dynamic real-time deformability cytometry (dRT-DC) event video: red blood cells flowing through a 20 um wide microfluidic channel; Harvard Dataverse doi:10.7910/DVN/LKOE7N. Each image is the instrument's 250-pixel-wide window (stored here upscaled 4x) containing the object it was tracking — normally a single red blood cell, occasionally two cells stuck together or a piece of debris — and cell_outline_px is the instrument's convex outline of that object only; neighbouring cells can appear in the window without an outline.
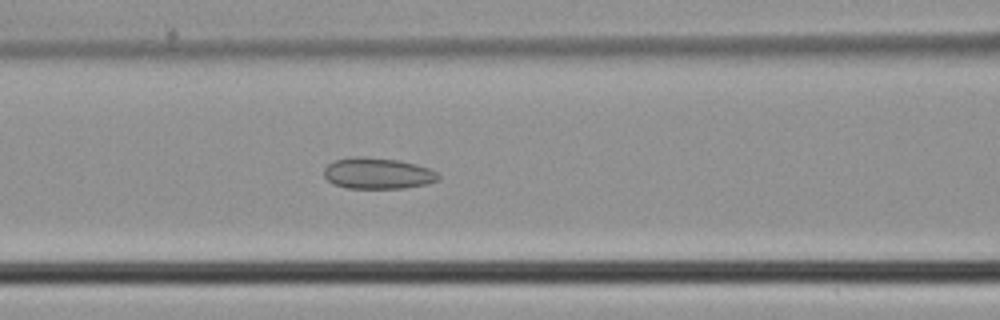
{"species": "common noctule bat (a hibernating species)", "species_latin": "Nyctalus noctula", "temperature_condition": "cold", "stored_images_in_passage": 23, "camera_frame_rate_fps": 3000, "um_per_image_px": 0.085, "animal": {"sex": "male", "body_mass_g": 21.5, "forearm_length_mm": 52.0}, "frame": {"image": 1, "passage_image": 5, "time_ms": 1.333, "image_size_px": [1000, 320], "cell_outline_px": [[440, 180], [428, 184], [404, 188], [344, 188], [332, 184], [324, 176], [324, 168], [328, 164], [336, 160], [356, 156], [400, 160], [416, 164], [428, 168], [436, 172], [440, 176]], "centroid_in_image_um": [32.11, 14.75], "position_along_channel_um": 134.5, "area_um2": 20.87}}
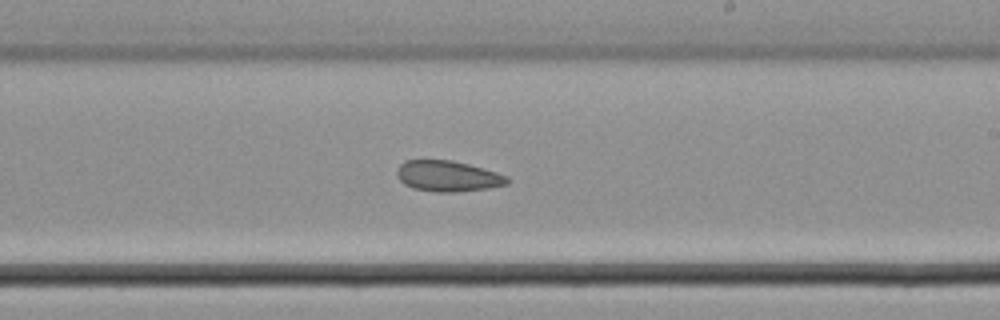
{"frame": {"image": 2, "passage_image": 13, "time_ms": 4.0, "image_size_px": [1000, 320], "cell_outline_px": [[508, 184], [488, 188], [456, 192], [436, 192], [412, 188], [404, 184], [396, 176], [396, 172], [400, 164], [404, 160], [452, 160], [468, 164], [496, 172], [508, 176]], "centroid_in_image_um": [38.03, 14.97], "position_along_channel_um": 251.0, "area_um2": 19.83}}
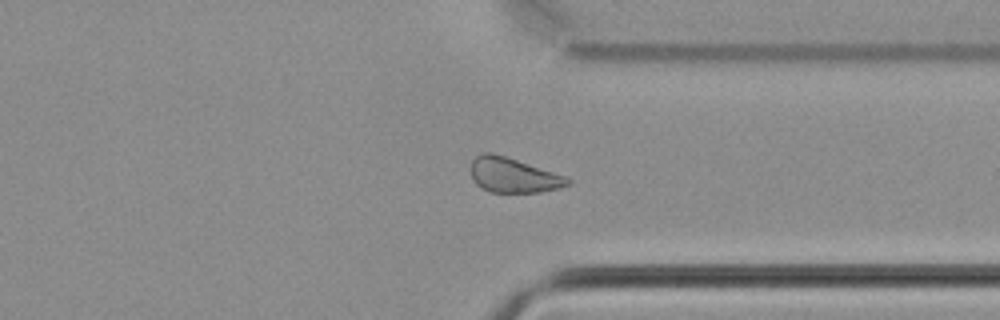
{"frame": {"image": 3, "passage_image": 21, "time_ms": 6.667, "image_size_px": [1000, 320], "cell_outline_px": [[572, 184], [540, 192], [488, 192], [480, 188], [472, 180], [472, 160], [476, 156], [484, 152], [492, 152], [564, 176], [572, 180]], "centroid_in_image_um": [43.59, 14.91], "position_along_channel_um": 367.8, "area_um2": 19.36}}